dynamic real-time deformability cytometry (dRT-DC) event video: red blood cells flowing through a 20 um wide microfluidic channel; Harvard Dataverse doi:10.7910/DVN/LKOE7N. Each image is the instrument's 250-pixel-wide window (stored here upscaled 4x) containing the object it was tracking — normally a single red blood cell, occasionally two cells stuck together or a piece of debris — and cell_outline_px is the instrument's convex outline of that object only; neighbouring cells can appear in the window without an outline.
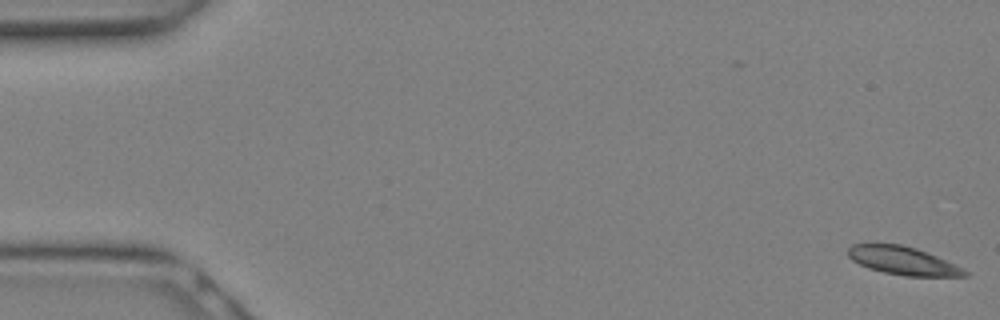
{"species": "Egyptian fruit bat (a non-hibernating species)", "species_latin": "Rousettus aegyptiacus", "temperature_condition": "warm", "stored_images_in_passage": 21, "camera_frame_rate_fps": 3000, "um_per_image_px": 0.085, "animal": {"sex": "female"}, "frame": {"image": 1, "passage_image": 1, "time_ms": 0.0, "image_size_px": [1000, 320], "cell_outline_px": [[968, 276], [904, 276], [884, 272], [868, 268], [852, 260], [848, 256], [848, 248], [852, 244], [900, 244], [916, 248], [936, 256], [964, 268], [968, 272]], "centroid_in_image_um": [76.75, 22.16], "position_along_channel_um": 8.3, "area_um2": 19.02}}
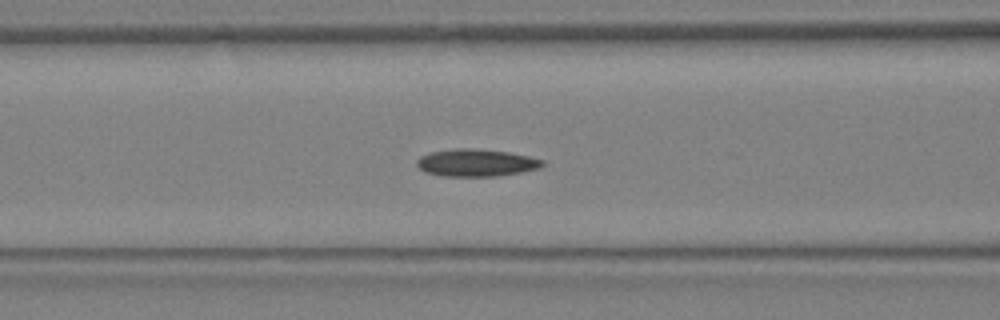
{"frame": {"image": 2, "passage_image": 12, "time_ms": 3.667, "image_size_px": [1000, 320], "cell_outline_px": [[544, 164], [540, 168], [520, 172], [496, 176], [444, 176], [424, 172], [416, 164], [416, 160], [420, 156], [432, 152], [452, 148], [476, 148], [508, 152], [528, 156], [544, 160]], "centroid_in_image_um": [40.46, 13.83], "position_along_channel_um": 126.1, "area_um2": 20.06}}
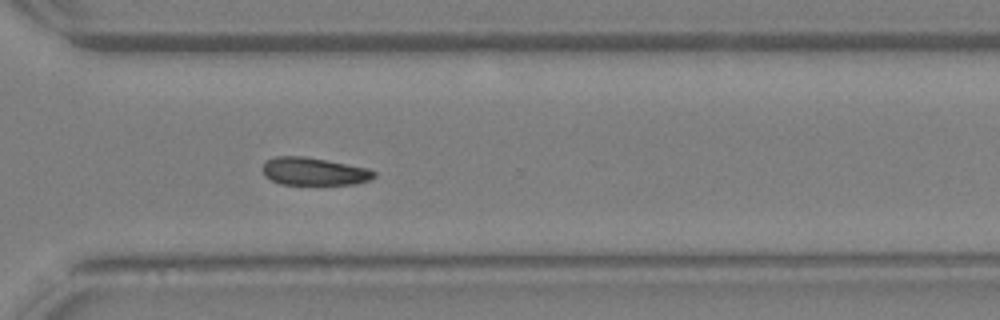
{"frame": {"image": 3, "passage_image": 21, "time_ms": 6.667, "image_size_px": [1000, 320], "cell_outline_px": [[376, 176], [368, 180], [356, 184], [280, 184], [264, 176], [260, 168], [264, 160], [276, 156], [304, 156], [368, 168], [376, 172]], "centroid_in_image_um": [26.62, 14.56], "position_along_channel_um": 344.0, "area_um2": 18.15}}